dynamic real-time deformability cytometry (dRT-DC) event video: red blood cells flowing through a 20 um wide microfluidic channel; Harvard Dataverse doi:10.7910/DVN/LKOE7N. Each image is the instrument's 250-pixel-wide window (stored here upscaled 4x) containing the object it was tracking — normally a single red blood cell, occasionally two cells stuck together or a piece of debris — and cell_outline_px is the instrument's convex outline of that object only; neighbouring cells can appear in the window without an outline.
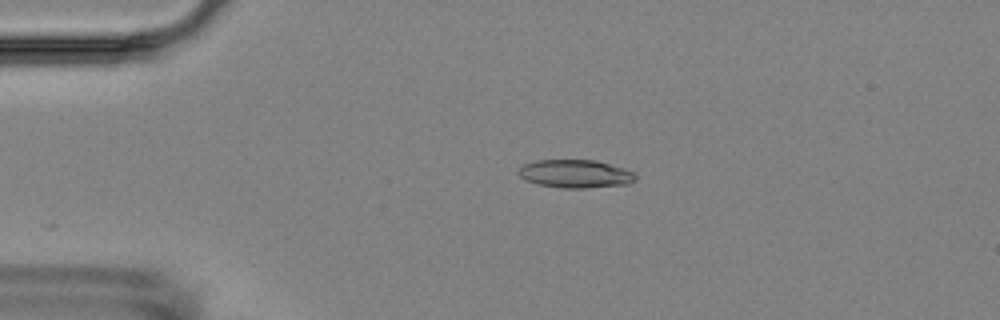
{"species": "Egyptian fruit bat (a non-hibernating species)", "species_latin": "Rousettus aegyptiacus", "temperature_condition": "room temperature", "stored_images_in_passage": 3, "camera_frame_rate_fps": 3000, "um_per_image_px": 0.085, "animal": {"sex": "female"}, "frame": {"image": 1, "passage_image": 2, "time_ms": 1.333, "image_size_px": [1000, 320], "cell_outline_px": [[636, 180], [628, 184], [584, 188], [560, 188], [536, 184], [524, 180], [516, 172], [524, 164], [536, 160], [596, 160], [624, 168], [632, 172], [636, 176]], "centroid_in_image_um": [48.88, 14.77], "position_along_channel_um": 36.1, "area_um2": 19.31}}